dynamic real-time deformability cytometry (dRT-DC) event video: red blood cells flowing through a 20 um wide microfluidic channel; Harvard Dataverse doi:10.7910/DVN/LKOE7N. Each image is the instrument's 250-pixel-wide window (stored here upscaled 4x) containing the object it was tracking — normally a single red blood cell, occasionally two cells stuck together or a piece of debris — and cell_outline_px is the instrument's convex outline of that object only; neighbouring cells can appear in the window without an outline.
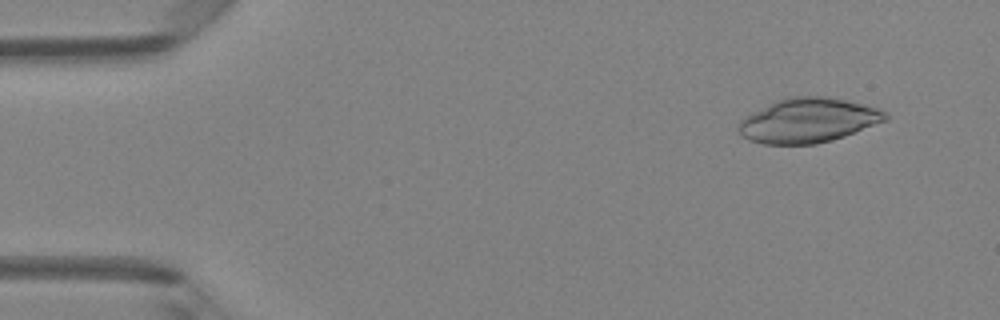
{"species": "Egyptian fruit bat (a non-hibernating species)", "species_latin": "Rousettus aegyptiacus", "temperature_condition": "room temperature", "stored_images_in_passage": 47, "camera_frame_rate_fps": 3000, "um_per_image_px": 0.085, "animal": {"sex": "female"}, "frame": {"image": 1, "passage_image": 4, "time_ms": 1.0, "image_size_px": [1000, 320], "cell_outline_px": [[888, 120], [844, 136], [832, 140], [816, 144], [764, 144], [748, 140], [736, 128], [740, 120], [744, 116], [776, 100], [788, 96], [828, 96], [864, 104], [876, 108], [884, 112], [888, 116]], "centroid_in_image_um": [68.67, 10.23], "position_along_channel_um": 16.3, "area_um2": 38.15}}